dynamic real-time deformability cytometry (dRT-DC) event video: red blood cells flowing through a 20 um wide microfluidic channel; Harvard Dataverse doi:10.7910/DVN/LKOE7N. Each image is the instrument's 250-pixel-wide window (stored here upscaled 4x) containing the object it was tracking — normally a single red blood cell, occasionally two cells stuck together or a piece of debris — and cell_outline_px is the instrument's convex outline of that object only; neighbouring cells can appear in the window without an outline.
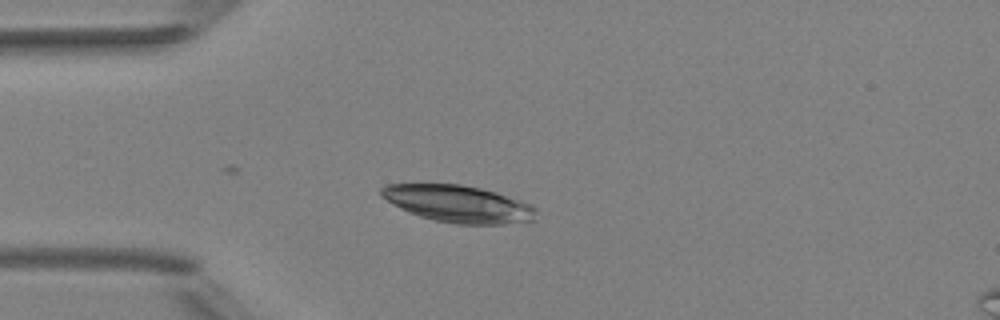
{"species": "Egyptian fruit bat (a non-hibernating species)", "species_latin": "Rousettus aegyptiacus", "temperature_condition": "room temperature", "stored_images_in_passage": 6, "camera_frame_rate_fps": 3000, "um_per_image_px": 0.085, "animal": {"sex": "female"}, "frame": {"image": 1, "passage_image": 4, "time_ms": 4.333, "image_size_px": [1000, 320], "cell_outline_px": [[536, 220], [504, 224], [456, 224], [436, 220], [420, 216], [408, 212], [392, 204], [380, 196], [380, 188], [388, 184], [460, 184], [480, 188], [496, 192], [532, 204], [536, 208]], "centroid_in_image_um": [38.96, 17.32], "position_along_channel_um": 46.0, "area_um2": 33.47}}